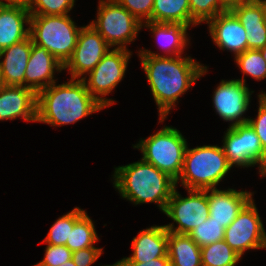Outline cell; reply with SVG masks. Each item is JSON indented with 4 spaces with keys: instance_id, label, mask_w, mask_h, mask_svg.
<instances>
[{
    "instance_id": "18",
    "label": "cell",
    "mask_w": 266,
    "mask_h": 266,
    "mask_svg": "<svg viewBox=\"0 0 266 266\" xmlns=\"http://www.w3.org/2000/svg\"><path fill=\"white\" fill-rule=\"evenodd\" d=\"M255 192L227 189H208L209 217L228 227L243 207L253 198Z\"/></svg>"
},
{
    "instance_id": "35",
    "label": "cell",
    "mask_w": 266,
    "mask_h": 266,
    "mask_svg": "<svg viewBox=\"0 0 266 266\" xmlns=\"http://www.w3.org/2000/svg\"><path fill=\"white\" fill-rule=\"evenodd\" d=\"M103 254V247H89L72 252V259L76 266H91Z\"/></svg>"
},
{
    "instance_id": "2",
    "label": "cell",
    "mask_w": 266,
    "mask_h": 266,
    "mask_svg": "<svg viewBox=\"0 0 266 266\" xmlns=\"http://www.w3.org/2000/svg\"><path fill=\"white\" fill-rule=\"evenodd\" d=\"M57 82L37 93L36 122L59 127L79 122L104 109L81 79Z\"/></svg>"
},
{
    "instance_id": "3",
    "label": "cell",
    "mask_w": 266,
    "mask_h": 266,
    "mask_svg": "<svg viewBox=\"0 0 266 266\" xmlns=\"http://www.w3.org/2000/svg\"><path fill=\"white\" fill-rule=\"evenodd\" d=\"M111 180L121 198L134 206L154 203L163 213L176 188L173 178L142 159L114 167Z\"/></svg>"
},
{
    "instance_id": "15",
    "label": "cell",
    "mask_w": 266,
    "mask_h": 266,
    "mask_svg": "<svg viewBox=\"0 0 266 266\" xmlns=\"http://www.w3.org/2000/svg\"><path fill=\"white\" fill-rule=\"evenodd\" d=\"M63 70V64L46 48L33 43L25 70L24 87L38 93L55 83L58 80L56 73L59 74Z\"/></svg>"
},
{
    "instance_id": "37",
    "label": "cell",
    "mask_w": 266,
    "mask_h": 266,
    "mask_svg": "<svg viewBox=\"0 0 266 266\" xmlns=\"http://www.w3.org/2000/svg\"><path fill=\"white\" fill-rule=\"evenodd\" d=\"M31 0H0V4L23 6L28 8L30 6Z\"/></svg>"
},
{
    "instance_id": "31",
    "label": "cell",
    "mask_w": 266,
    "mask_h": 266,
    "mask_svg": "<svg viewBox=\"0 0 266 266\" xmlns=\"http://www.w3.org/2000/svg\"><path fill=\"white\" fill-rule=\"evenodd\" d=\"M76 0H31L30 15H69Z\"/></svg>"
},
{
    "instance_id": "16",
    "label": "cell",
    "mask_w": 266,
    "mask_h": 266,
    "mask_svg": "<svg viewBox=\"0 0 266 266\" xmlns=\"http://www.w3.org/2000/svg\"><path fill=\"white\" fill-rule=\"evenodd\" d=\"M18 118L36 123L37 93L28 87L5 85L0 90V121Z\"/></svg>"
},
{
    "instance_id": "26",
    "label": "cell",
    "mask_w": 266,
    "mask_h": 266,
    "mask_svg": "<svg viewBox=\"0 0 266 266\" xmlns=\"http://www.w3.org/2000/svg\"><path fill=\"white\" fill-rule=\"evenodd\" d=\"M241 259L225 240L201 247L202 266H236Z\"/></svg>"
},
{
    "instance_id": "13",
    "label": "cell",
    "mask_w": 266,
    "mask_h": 266,
    "mask_svg": "<svg viewBox=\"0 0 266 266\" xmlns=\"http://www.w3.org/2000/svg\"><path fill=\"white\" fill-rule=\"evenodd\" d=\"M112 47L93 28L83 25L71 58L64 65L70 78L82 79L101 61Z\"/></svg>"
},
{
    "instance_id": "6",
    "label": "cell",
    "mask_w": 266,
    "mask_h": 266,
    "mask_svg": "<svg viewBox=\"0 0 266 266\" xmlns=\"http://www.w3.org/2000/svg\"><path fill=\"white\" fill-rule=\"evenodd\" d=\"M82 26L69 15H30L29 35L34 44L46 48L63 66L71 58Z\"/></svg>"
},
{
    "instance_id": "21",
    "label": "cell",
    "mask_w": 266,
    "mask_h": 266,
    "mask_svg": "<svg viewBox=\"0 0 266 266\" xmlns=\"http://www.w3.org/2000/svg\"><path fill=\"white\" fill-rule=\"evenodd\" d=\"M29 31L28 8L0 4V51L26 39Z\"/></svg>"
},
{
    "instance_id": "29",
    "label": "cell",
    "mask_w": 266,
    "mask_h": 266,
    "mask_svg": "<svg viewBox=\"0 0 266 266\" xmlns=\"http://www.w3.org/2000/svg\"><path fill=\"white\" fill-rule=\"evenodd\" d=\"M189 5L191 12V28L199 26L202 23L207 24L219 13L228 10L220 0H189Z\"/></svg>"
},
{
    "instance_id": "23",
    "label": "cell",
    "mask_w": 266,
    "mask_h": 266,
    "mask_svg": "<svg viewBox=\"0 0 266 266\" xmlns=\"http://www.w3.org/2000/svg\"><path fill=\"white\" fill-rule=\"evenodd\" d=\"M167 254L171 266H202L201 247L187 234L168 232Z\"/></svg>"
},
{
    "instance_id": "12",
    "label": "cell",
    "mask_w": 266,
    "mask_h": 266,
    "mask_svg": "<svg viewBox=\"0 0 266 266\" xmlns=\"http://www.w3.org/2000/svg\"><path fill=\"white\" fill-rule=\"evenodd\" d=\"M254 90L248 87L241 81L233 78L230 80L222 79L214 89L212 104L216 114L226 122H229L228 127L247 124L248 117L244 114L251 106V95Z\"/></svg>"
},
{
    "instance_id": "20",
    "label": "cell",
    "mask_w": 266,
    "mask_h": 266,
    "mask_svg": "<svg viewBox=\"0 0 266 266\" xmlns=\"http://www.w3.org/2000/svg\"><path fill=\"white\" fill-rule=\"evenodd\" d=\"M33 41L30 35L0 51V73L4 85L24 86V76Z\"/></svg>"
},
{
    "instance_id": "28",
    "label": "cell",
    "mask_w": 266,
    "mask_h": 266,
    "mask_svg": "<svg viewBox=\"0 0 266 266\" xmlns=\"http://www.w3.org/2000/svg\"><path fill=\"white\" fill-rule=\"evenodd\" d=\"M238 69L243 73L241 79L238 81L246 83L245 75L250 76L256 81H262L266 79V61L260 50L247 49L244 53L239 54L234 58Z\"/></svg>"
},
{
    "instance_id": "27",
    "label": "cell",
    "mask_w": 266,
    "mask_h": 266,
    "mask_svg": "<svg viewBox=\"0 0 266 266\" xmlns=\"http://www.w3.org/2000/svg\"><path fill=\"white\" fill-rule=\"evenodd\" d=\"M86 213V210L75 207L68 213L59 217L51 225L47 236L42 240L45 244L65 245L74 224Z\"/></svg>"
},
{
    "instance_id": "14",
    "label": "cell",
    "mask_w": 266,
    "mask_h": 266,
    "mask_svg": "<svg viewBox=\"0 0 266 266\" xmlns=\"http://www.w3.org/2000/svg\"><path fill=\"white\" fill-rule=\"evenodd\" d=\"M207 25L213 43L220 50L230 52L235 58L248 49L246 31L229 9L219 13Z\"/></svg>"
},
{
    "instance_id": "7",
    "label": "cell",
    "mask_w": 266,
    "mask_h": 266,
    "mask_svg": "<svg viewBox=\"0 0 266 266\" xmlns=\"http://www.w3.org/2000/svg\"><path fill=\"white\" fill-rule=\"evenodd\" d=\"M96 19L89 22L112 48L128 49L142 23L116 0H99Z\"/></svg>"
},
{
    "instance_id": "40",
    "label": "cell",
    "mask_w": 266,
    "mask_h": 266,
    "mask_svg": "<svg viewBox=\"0 0 266 266\" xmlns=\"http://www.w3.org/2000/svg\"><path fill=\"white\" fill-rule=\"evenodd\" d=\"M59 266H76V265L74 264L73 259H70V260L66 261L65 263H63V264H61Z\"/></svg>"
},
{
    "instance_id": "1",
    "label": "cell",
    "mask_w": 266,
    "mask_h": 266,
    "mask_svg": "<svg viewBox=\"0 0 266 266\" xmlns=\"http://www.w3.org/2000/svg\"><path fill=\"white\" fill-rule=\"evenodd\" d=\"M137 56L158 109L159 123L168 118L170 111L180 102L179 97L192 89L209 67L187 53L182 56Z\"/></svg>"
},
{
    "instance_id": "33",
    "label": "cell",
    "mask_w": 266,
    "mask_h": 266,
    "mask_svg": "<svg viewBox=\"0 0 266 266\" xmlns=\"http://www.w3.org/2000/svg\"><path fill=\"white\" fill-rule=\"evenodd\" d=\"M257 97V117L252 118L249 116L247 123L252 127L259 137L261 146L266 152V94H257Z\"/></svg>"
},
{
    "instance_id": "4",
    "label": "cell",
    "mask_w": 266,
    "mask_h": 266,
    "mask_svg": "<svg viewBox=\"0 0 266 266\" xmlns=\"http://www.w3.org/2000/svg\"><path fill=\"white\" fill-rule=\"evenodd\" d=\"M231 168L222 146L209 144L190 148L188 145L176 187L180 183L185 191L218 188Z\"/></svg>"
},
{
    "instance_id": "38",
    "label": "cell",
    "mask_w": 266,
    "mask_h": 266,
    "mask_svg": "<svg viewBox=\"0 0 266 266\" xmlns=\"http://www.w3.org/2000/svg\"><path fill=\"white\" fill-rule=\"evenodd\" d=\"M220 1L227 9H230L233 6H236L241 3L249 2L252 0H220Z\"/></svg>"
},
{
    "instance_id": "44",
    "label": "cell",
    "mask_w": 266,
    "mask_h": 266,
    "mask_svg": "<svg viewBox=\"0 0 266 266\" xmlns=\"http://www.w3.org/2000/svg\"><path fill=\"white\" fill-rule=\"evenodd\" d=\"M259 94H266V92L261 90V92H259Z\"/></svg>"
},
{
    "instance_id": "8",
    "label": "cell",
    "mask_w": 266,
    "mask_h": 266,
    "mask_svg": "<svg viewBox=\"0 0 266 266\" xmlns=\"http://www.w3.org/2000/svg\"><path fill=\"white\" fill-rule=\"evenodd\" d=\"M132 52L130 49L111 48L94 69L81 79L86 89L104 108L117 102L106 96L124 79Z\"/></svg>"
},
{
    "instance_id": "25",
    "label": "cell",
    "mask_w": 266,
    "mask_h": 266,
    "mask_svg": "<svg viewBox=\"0 0 266 266\" xmlns=\"http://www.w3.org/2000/svg\"><path fill=\"white\" fill-rule=\"evenodd\" d=\"M94 221L87 212L74 224L66 246L72 251L94 247L100 239Z\"/></svg>"
},
{
    "instance_id": "24",
    "label": "cell",
    "mask_w": 266,
    "mask_h": 266,
    "mask_svg": "<svg viewBox=\"0 0 266 266\" xmlns=\"http://www.w3.org/2000/svg\"><path fill=\"white\" fill-rule=\"evenodd\" d=\"M152 22L191 27L189 0H154Z\"/></svg>"
},
{
    "instance_id": "17",
    "label": "cell",
    "mask_w": 266,
    "mask_h": 266,
    "mask_svg": "<svg viewBox=\"0 0 266 266\" xmlns=\"http://www.w3.org/2000/svg\"><path fill=\"white\" fill-rule=\"evenodd\" d=\"M142 28L149 29L153 34L152 37L157 39L163 54L154 51L140 48L136 52L137 55H150V56H182L189 48L190 36L187 31L189 26L182 24H169V23H154L147 21L142 23ZM162 45V46H161Z\"/></svg>"
},
{
    "instance_id": "39",
    "label": "cell",
    "mask_w": 266,
    "mask_h": 266,
    "mask_svg": "<svg viewBox=\"0 0 266 266\" xmlns=\"http://www.w3.org/2000/svg\"><path fill=\"white\" fill-rule=\"evenodd\" d=\"M255 1L261 6L263 13V20L266 23V0H255Z\"/></svg>"
},
{
    "instance_id": "22",
    "label": "cell",
    "mask_w": 266,
    "mask_h": 266,
    "mask_svg": "<svg viewBox=\"0 0 266 266\" xmlns=\"http://www.w3.org/2000/svg\"><path fill=\"white\" fill-rule=\"evenodd\" d=\"M242 24L248 49L260 50L266 45V23L261 6L255 1L238 4L229 9Z\"/></svg>"
},
{
    "instance_id": "41",
    "label": "cell",
    "mask_w": 266,
    "mask_h": 266,
    "mask_svg": "<svg viewBox=\"0 0 266 266\" xmlns=\"http://www.w3.org/2000/svg\"><path fill=\"white\" fill-rule=\"evenodd\" d=\"M260 51H261V53H262V55H263V58H264L265 61H266V45H265L263 48H261Z\"/></svg>"
},
{
    "instance_id": "42",
    "label": "cell",
    "mask_w": 266,
    "mask_h": 266,
    "mask_svg": "<svg viewBox=\"0 0 266 266\" xmlns=\"http://www.w3.org/2000/svg\"><path fill=\"white\" fill-rule=\"evenodd\" d=\"M4 82H3V79H2V75L0 73V90L4 87Z\"/></svg>"
},
{
    "instance_id": "9",
    "label": "cell",
    "mask_w": 266,
    "mask_h": 266,
    "mask_svg": "<svg viewBox=\"0 0 266 266\" xmlns=\"http://www.w3.org/2000/svg\"><path fill=\"white\" fill-rule=\"evenodd\" d=\"M177 189H174L164 211L172 223L164 226L168 232L188 235L209 218L208 189H186V197H182Z\"/></svg>"
},
{
    "instance_id": "11",
    "label": "cell",
    "mask_w": 266,
    "mask_h": 266,
    "mask_svg": "<svg viewBox=\"0 0 266 266\" xmlns=\"http://www.w3.org/2000/svg\"><path fill=\"white\" fill-rule=\"evenodd\" d=\"M255 203L252 198L225 228V242L241 257L249 250L266 249V231Z\"/></svg>"
},
{
    "instance_id": "19",
    "label": "cell",
    "mask_w": 266,
    "mask_h": 266,
    "mask_svg": "<svg viewBox=\"0 0 266 266\" xmlns=\"http://www.w3.org/2000/svg\"><path fill=\"white\" fill-rule=\"evenodd\" d=\"M132 255L115 263H143L165 257L168 247V231L164 225H153L141 230L133 237Z\"/></svg>"
},
{
    "instance_id": "34",
    "label": "cell",
    "mask_w": 266,
    "mask_h": 266,
    "mask_svg": "<svg viewBox=\"0 0 266 266\" xmlns=\"http://www.w3.org/2000/svg\"><path fill=\"white\" fill-rule=\"evenodd\" d=\"M126 8L141 23L152 22V8L154 0H116Z\"/></svg>"
},
{
    "instance_id": "30",
    "label": "cell",
    "mask_w": 266,
    "mask_h": 266,
    "mask_svg": "<svg viewBox=\"0 0 266 266\" xmlns=\"http://www.w3.org/2000/svg\"><path fill=\"white\" fill-rule=\"evenodd\" d=\"M225 228L209 217L199 226L192 229L188 236L200 247L210 245L214 242L224 240Z\"/></svg>"
},
{
    "instance_id": "5",
    "label": "cell",
    "mask_w": 266,
    "mask_h": 266,
    "mask_svg": "<svg viewBox=\"0 0 266 266\" xmlns=\"http://www.w3.org/2000/svg\"><path fill=\"white\" fill-rule=\"evenodd\" d=\"M187 142L180 130L164 125L156 133L140 138L132 146L141 152L142 160L177 181L182 172Z\"/></svg>"
},
{
    "instance_id": "32",
    "label": "cell",
    "mask_w": 266,
    "mask_h": 266,
    "mask_svg": "<svg viewBox=\"0 0 266 266\" xmlns=\"http://www.w3.org/2000/svg\"><path fill=\"white\" fill-rule=\"evenodd\" d=\"M44 258L33 266H59L72 259V251L65 245H50L45 247Z\"/></svg>"
},
{
    "instance_id": "36",
    "label": "cell",
    "mask_w": 266,
    "mask_h": 266,
    "mask_svg": "<svg viewBox=\"0 0 266 266\" xmlns=\"http://www.w3.org/2000/svg\"><path fill=\"white\" fill-rule=\"evenodd\" d=\"M101 266H171L168 254L165 257L152 259L151 261L143 263H113L112 265H101Z\"/></svg>"
},
{
    "instance_id": "43",
    "label": "cell",
    "mask_w": 266,
    "mask_h": 266,
    "mask_svg": "<svg viewBox=\"0 0 266 266\" xmlns=\"http://www.w3.org/2000/svg\"><path fill=\"white\" fill-rule=\"evenodd\" d=\"M261 177H266V166H265V168L263 169V172H262Z\"/></svg>"
},
{
    "instance_id": "10",
    "label": "cell",
    "mask_w": 266,
    "mask_h": 266,
    "mask_svg": "<svg viewBox=\"0 0 266 266\" xmlns=\"http://www.w3.org/2000/svg\"><path fill=\"white\" fill-rule=\"evenodd\" d=\"M222 147L232 167L249 168L258 165L261 177L266 166V152L263 150L259 137L247 124L228 127L224 132Z\"/></svg>"
}]
</instances>
